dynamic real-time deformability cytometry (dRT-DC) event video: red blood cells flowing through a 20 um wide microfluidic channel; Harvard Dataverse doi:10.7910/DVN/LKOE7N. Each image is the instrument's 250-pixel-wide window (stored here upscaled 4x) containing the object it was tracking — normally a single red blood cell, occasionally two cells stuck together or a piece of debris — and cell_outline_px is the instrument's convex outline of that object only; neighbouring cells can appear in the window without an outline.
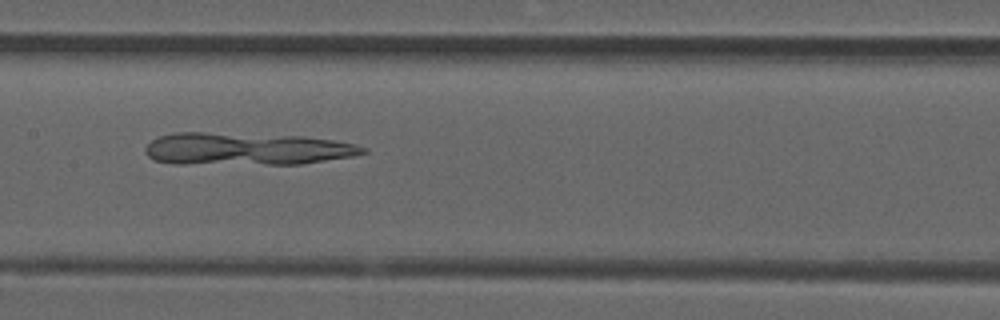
{"species": "common noctule bat (a hibernating species)", "species_latin": "Nyctalus noctula", "temperature_condition": "room temperature", "stored_images_in_passage": 40, "camera_frame_rate_fps": 3000, "um_per_image_px": 0.085, "animal": {"sex": "male", "forearm_length_mm": 52.5}, "frame": {"image": 1, "passage_image": 25, "time_ms": 8.0, "image_size_px": [1000, 320], "cell_outline_px": [[368, 152], [356, 156], [300, 164], [176, 164], [152, 160], [144, 152], [144, 148], [152, 140], [160, 136], [176, 132], [204, 132], [304, 136], [332, 140], [356, 144], [368, 148]], "centroid_in_image_um": [20.96, 12.66], "position_along_channel_um": 186.4, "area_um2": 41.62}}
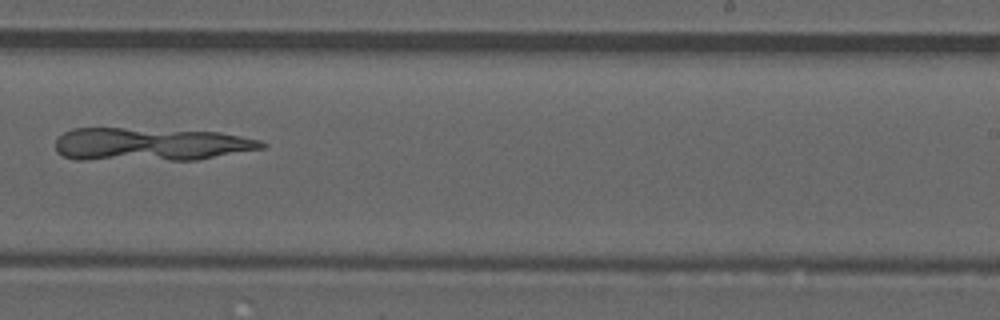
{"frame": {"image": 2, "passage_image": 32, "time_ms": 10.333, "image_size_px": [1000, 320], "cell_outline_px": [[268, 144], [264, 148], [196, 160], [76, 160], [64, 156], [56, 152], [56, 140], [64, 132], [72, 128], [124, 128], [216, 132], [240, 136], [260, 140]], "centroid_in_image_um": [12.75, 12.28], "position_along_channel_um": 276.2, "area_um2": 39.94}}
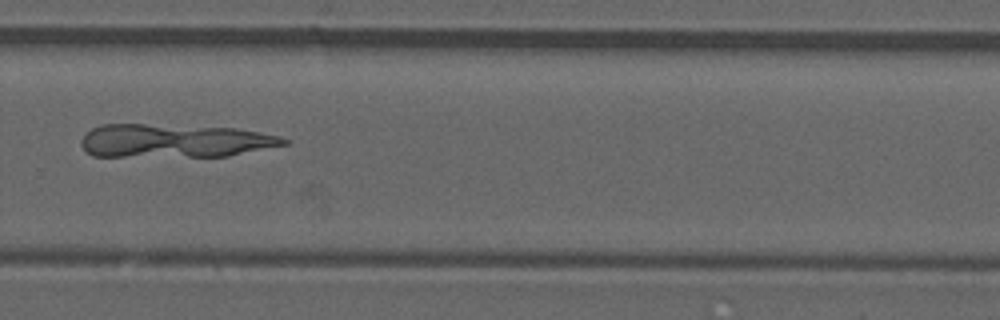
{"frame": {"image": 3, "passage_image": 35, "time_ms": 11.333, "image_size_px": [1000, 320], "cell_outline_px": [[288, 144], [228, 156], [92, 156], [80, 144], [80, 140], [92, 128], [104, 124], [144, 124], [236, 128], [260, 132], [280, 136], [288, 140]], "centroid_in_image_um": [14.84, 11.97], "position_along_channel_um": 315.0, "area_um2": 39.3}}